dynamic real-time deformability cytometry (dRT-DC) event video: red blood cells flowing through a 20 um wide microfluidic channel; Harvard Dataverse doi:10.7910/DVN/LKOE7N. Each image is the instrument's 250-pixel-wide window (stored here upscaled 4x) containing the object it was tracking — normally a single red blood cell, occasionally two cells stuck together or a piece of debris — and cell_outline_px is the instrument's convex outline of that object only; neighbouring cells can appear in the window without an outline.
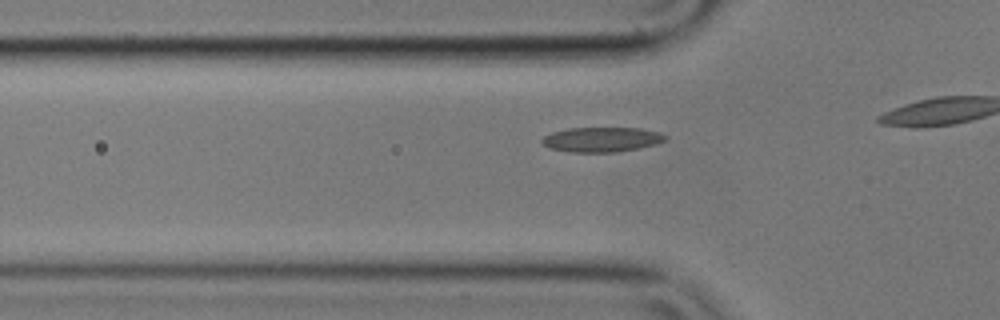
{"species": "common noctule bat (a hibernating species)", "species_latin": "Nyctalus noctula", "temperature_condition": "cold", "stored_images_in_passage": 12, "camera_frame_rate_fps": 3000, "um_per_image_px": 0.085, "animal": {"sex": "male", "body_mass_g": 17.9}, "frame": {"image": 1, "passage_image": 6, "time_ms": 1.667, "image_size_px": [1000, 320], "cell_outline_px": [[668, 136], [664, 140], [656, 144], [616, 152], [572, 152], [548, 148], [540, 140], [544, 136], [552, 132], [568, 128], [640, 128], [660, 132]], "centroid_in_image_um": [51.13, 11.85], "position_along_channel_um": 74.7, "area_um2": 17.74}}
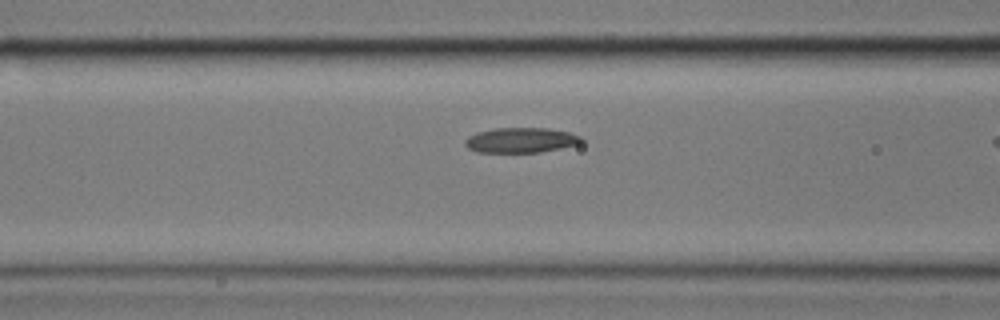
{"frame": {"image": 2, "passage_image": 10, "time_ms": 3.0, "image_size_px": [1000, 320], "cell_outline_px": [[584, 140], [580, 144], [540, 152], [476, 152], [468, 148], [464, 144], [464, 140], [468, 136], [476, 132], [496, 128], [548, 128], [568, 132], [580, 136]], "centroid_in_image_um": [44.26, 11.91], "position_along_channel_um": 122.3, "area_um2": 17.05}}